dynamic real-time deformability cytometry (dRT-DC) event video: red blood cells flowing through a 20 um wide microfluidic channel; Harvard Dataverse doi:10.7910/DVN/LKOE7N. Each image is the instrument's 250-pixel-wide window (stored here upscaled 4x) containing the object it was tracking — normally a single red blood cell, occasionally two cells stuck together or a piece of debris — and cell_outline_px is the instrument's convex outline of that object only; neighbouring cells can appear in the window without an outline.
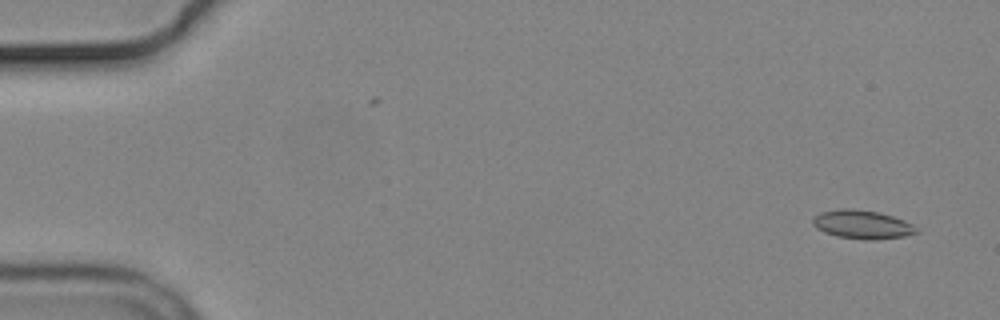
{"species": "common noctule bat (a hibernating species)", "species_latin": "Nyctalus noctula", "temperature_condition": "cold", "stored_images_in_passage": 3, "camera_frame_rate_fps": 3000, "um_per_image_px": 0.085, "animal": {"sex": "male", "body_mass_g": 19.2, "forearm_length_mm": 51.8}, "frame": {"image": 1, "passage_image": 3, "time_ms": 2.0, "image_size_px": [1000, 320], "cell_outline_px": [[920, 232], [904, 236], [872, 240], [864, 240], [836, 236], [824, 232], [816, 228], [812, 224], [812, 216], [820, 212], [840, 208], [852, 208], [880, 212], [904, 220], [912, 224]], "centroid_in_image_um": [73.25, 19.07], "position_along_channel_um": 11.7, "area_um2": 17.51}}